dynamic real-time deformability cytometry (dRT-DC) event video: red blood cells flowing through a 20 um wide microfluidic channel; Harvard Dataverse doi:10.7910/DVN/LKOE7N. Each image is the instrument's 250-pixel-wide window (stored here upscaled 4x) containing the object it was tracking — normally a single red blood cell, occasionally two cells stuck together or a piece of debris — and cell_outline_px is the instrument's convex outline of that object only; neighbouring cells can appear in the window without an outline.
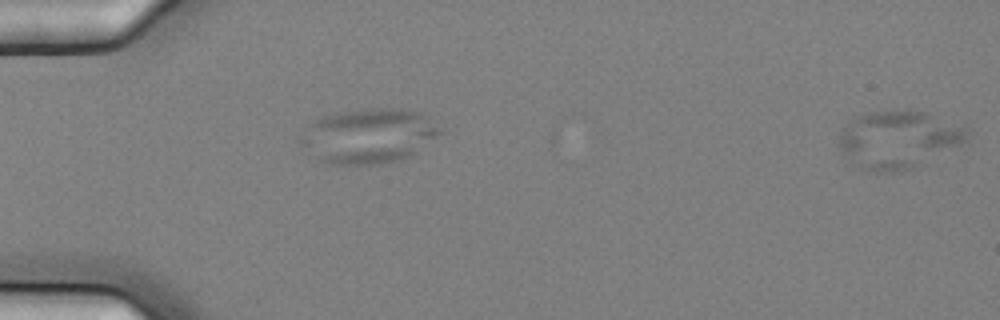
{"species": "common noctule bat (a hibernating species)", "species_latin": "Nyctalus noctula", "temperature_condition": "cold", "stored_images_in_passage": 5, "segment_of_instrument_passage": [2, 2], "camera_frame_rate_fps": 3000, "um_per_image_px": 0.085, "animal": {"sex": "female", "body_mass_g": 25.1}, "frame": {"image": 1, "passage_image": 5, "time_ms": 1.333, "image_size_px": [1000, 320], "cell_outline_px": [[972, 136], [960, 144], [912, 168], [892, 172], [876, 172], [856, 168], [840, 148], [840, 128], [844, 124], [856, 116], [868, 112], [908, 108], [924, 112], [964, 124], [972, 128]], "centroid_in_image_um": [76.39, 11.81], "position_along_channel_um": 8.6, "area_um2": 43.7}}